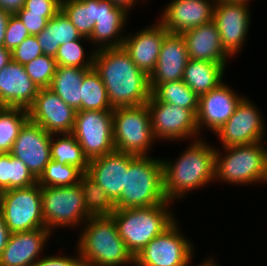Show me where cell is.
<instances>
[{"label":"cell","instance_id":"1","mask_svg":"<svg viewBox=\"0 0 267 266\" xmlns=\"http://www.w3.org/2000/svg\"><path fill=\"white\" fill-rule=\"evenodd\" d=\"M93 68L113 109L147 104L151 96L149 76L138 69L123 47L96 50Z\"/></svg>","mask_w":267,"mask_h":266},{"label":"cell","instance_id":"2","mask_svg":"<svg viewBox=\"0 0 267 266\" xmlns=\"http://www.w3.org/2000/svg\"><path fill=\"white\" fill-rule=\"evenodd\" d=\"M201 139L199 137L190 143L175 161L161 159L164 193L168 201L182 199L191 190L214 182L216 148Z\"/></svg>","mask_w":267,"mask_h":266},{"label":"cell","instance_id":"3","mask_svg":"<svg viewBox=\"0 0 267 266\" xmlns=\"http://www.w3.org/2000/svg\"><path fill=\"white\" fill-rule=\"evenodd\" d=\"M77 240V250L84 266L134 265L111 215L91 216Z\"/></svg>","mask_w":267,"mask_h":266},{"label":"cell","instance_id":"4","mask_svg":"<svg viewBox=\"0 0 267 266\" xmlns=\"http://www.w3.org/2000/svg\"><path fill=\"white\" fill-rule=\"evenodd\" d=\"M168 202L164 193L163 162L149 155H137L125 172V188L115 202L116 209L140 208Z\"/></svg>","mask_w":267,"mask_h":266},{"label":"cell","instance_id":"5","mask_svg":"<svg viewBox=\"0 0 267 266\" xmlns=\"http://www.w3.org/2000/svg\"><path fill=\"white\" fill-rule=\"evenodd\" d=\"M171 204L168 201L148 207L116 209L111 214L119 236L134 258L176 220L169 209Z\"/></svg>","mask_w":267,"mask_h":266},{"label":"cell","instance_id":"6","mask_svg":"<svg viewBox=\"0 0 267 266\" xmlns=\"http://www.w3.org/2000/svg\"><path fill=\"white\" fill-rule=\"evenodd\" d=\"M266 142L224 147L225 155L216 148L215 179L237 186L267 184Z\"/></svg>","mask_w":267,"mask_h":266},{"label":"cell","instance_id":"7","mask_svg":"<svg viewBox=\"0 0 267 266\" xmlns=\"http://www.w3.org/2000/svg\"><path fill=\"white\" fill-rule=\"evenodd\" d=\"M113 140L117 151L136 156L149 154L156 139L147 104L113 109Z\"/></svg>","mask_w":267,"mask_h":266},{"label":"cell","instance_id":"8","mask_svg":"<svg viewBox=\"0 0 267 266\" xmlns=\"http://www.w3.org/2000/svg\"><path fill=\"white\" fill-rule=\"evenodd\" d=\"M41 203L45 228L51 233L60 226L76 229V226H83L92 216L85 208L79 183L71 186L41 187Z\"/></svg>","mask_w":267,"mask_h":266},{"label":"cell","instance_id":"9","mask_svg":"<svg viewBox=\"0 0 267 266\" xmlns=\"http://www.w3.org/2000/svg\"><path fill=\"white\" fill-rule=\"evenodd\" d=\"M0 211L10 233L46 229L42 215L41 187L37 183L27 188L0 192Z\"/></svg>","mask_w":267,"mask_h":266},{"label":"cell","instance_id":"10","mask_svg":"<svg viewBox=\"0 0 267 266\" xmlns=\"http://www.w3.org/2000/svg\"><path fill=\"white\" fill-rule=\"evenodd\" d=\"M177 219L134 258V266H190L194 248L181 234Z\"/></svg>","mask_w":267,"mask_h":266},{"label":"cell","instance_id":"11","mask_svg":"<svg viewBox=\"0 0 267 266\" xmlns=\"http://www.w3.org/2000/svg\"><path fill=\"white\" fill-rule=\"evenodd\" d=\"M71 134L76 138L89 161L113 152L115 150L113 111H76Z\"/></svg>","mask_w":267,"mask_h":266},{"label":"cell","instance_id":"12","mask_svg":"<svg viewBox=\"0 0 267 266\" xmlns=\"http://www.w3.org/2000/svg\"><path fill=\"white\" fill-rule=\"evenodd\" d=\"M147 106L155 139L194 140L199 136L196 115L191 110L160 102L152 94Z\"/></svg>","mask_w":267,"mask_h":266},{"label":"cell","instance_id":"13","mask_svg":"<svg viewBox=\"0 0 267 266\" xmlns=\"http://www.w3.org/2000/svg\"><path fill=\"white\" fill-rule=\"evenodd\" d=\"M248 2L216 0L213 21L220 33L223 49L232 58L244 45L250 27Z\"/></svg>","mask_w":267,"mask_h":266},{"label":"cell","instance_id":"14","mask_svg":"<svg viewBox=\"0 0 267 266\" xmlns=\"http://www.w3.org/2000/svg\"><path fill=\"white\" fill-rule=\"evenodd\" d=\"M263 118L259 108L248 97H243L233 115L215 134L223 148L264 141L266 131Z\"/></svg>","mask_w":267,"mask_h":266},{"label":"cell","instance_id":"15","mask_svg":"<svg viewBox=\"0 0 267 266\" xmlns=\"http://www.w3.org/2000/svg\"><path fill=\"white\" fill-rule=\"evenodd\" d=\"M27 111L29 120L42 126L49 134H69L73 131L76 110L49 88H40Z\"/></svg>","mask_w":267,"mask_h":266},{"label":"cell","instance_id":"16","mask_svg":"<svg viewBox=\"0 0 267 266\" xmlns=\"http://www.w3.org/2000/svg\"><path fill=\"white\" fill-rule=\"evenodd\" d=\"M51 137L42 126L28 119L13 143L10 154L20 159L36 179L51 160Z\"/></svg>","mask_w":267,"mask_h":266},{"label":"cell","instance_id":"17","mask_svg":"<svg viewBox=\"0 0 267 266\" xmlns=\"http://www.w3.org/2000/svg\"><path fill=\"white\" fill-rule=\"evenodd\" d=\"M228 85L222 82L217 88L199 96L196 114L197 127L200 131L204 126L216 133L233 115L234 110L243 96H238Z\"/></svg>","mask_w":267,"mask_h":266},{"label":"cell","instance_id":"18","mask_svg":"<svg viewBox=\"0 0 267 266\" xmlns=\"http://www.w3.org/2000/svg\"><path fill=\"white\" fill-rule=\"evenodd\" d=\"M216 0H171L160 22L170 33L182 34L213 20Z\"/></svg>","mask_w":267,"mask_h":266},{"label":"cell","instance_id":"19","mask_svg":"<svg viewBox=\"0 0 267 266\" xmlns=\"http://www.w3.org/2000/svg\"><path fill=\"white\" fill-rule=\"evenodd\" d=\"M136 155L114 150L91 159L86 174L95 181L115 203L125 188V172Z\"/></svg>","mask_w":267,"mask_h":266},{"label":"cell","instance_id":"20","mask_svg":"<svg viewBox=\"0 0 267 266\" xmlns=\"http://www.w3.org/2000/svg\"><path fill=\"white\" fill-rule=\"evenodd\" d=\"M188 60V51L182 35L168 32L163 38L157 64L149 75L151 92L159 84L182 80Z\"/></svg>","mask_w":267,"mask_h":266},{"label":"cell","instance_id":"21","mask_svg":"<svg viewBox=\"0 0 267 266\" xmlns=\"http://www.w3.org/2000/svg\"><path fill=\"white\" fill-rule=\"evenodd\" d=\"M167 33L163 24L157 21L133 35H125L122 47L138 69L149 76L157 64L163 38Z\"/></svg>","mask_w":267,"mask_h":266},{"label":"cell","instance_id":"22","mask_svg":"<svg viewBox=\"0 0 267 266\" xmlns=\"http://www.w3.org/2000/svg\"><path fill=\"white\" fill-rule=\"evenodd\" d=\"M39 90L23 65L11 61L0 70V101L5 107L28 109Z\"/></svg>","mask_w":267,"mask_h":266},{"label":"cell","instance_id":"23","mask_svg":"<svg viewBox=\"0 0 267 266\" xmlns=\"http://www.w3.org/2000/svg\"><path fill=\"white\" fill-rule=\"evenodd\" d=\"M51 234L47 229L11 233L0 255V266H33Z\"/></svg>","mask_w":267,"mask_h":266},{"label":"cell","instance_id":"24","mask_svg":"<svg viewBox=\"0 0 267 266\" xmlns=\"http://www.w3.org/2000/svg\"><path fill=\"white\" fill-rule=\"evenodd\" d=\"M124 8L114 5L110 0H99L97 21L89 40L96 44V50L122 47L125 35H122L129 19ZM122 35V36H121Z\"/></svg>","mask_w":267,"mask_h":266},{"label":"cell","instance_id":"25","mask_svg":"<svg viewBox=\"0 0 267 266\" xmlns=\"http://www.w3.org/2000/svg\"><path fill=\"white\" fill-rule=\"evenodd\" d=\"M181 35L185 40L189 59L223 63L226 66L230 56L223 49L220 33L213 20Z\"/></svg>","mask_w":267,"mask_h":266},{"label":"cell","instance_id":"26","mask_svg":"<svg viewBox=\"0 0 267 266\" xmlns=\"http://www.w3.org/2000/svg\"><path fill=\"white\" fill-rule=\"evenodd\" d=\"M225 68L223 63L189 59L182 80L199 97L224 82Z\"/></svg>","mask_w":267,"mask_h":266},{"label":"cell","instance_id":"27","mask_svg":"<svg viewBox=\"0 0 267 266\" xmlns=\"http://www.w3.org/2000/svg\"><path fill=\"white\" fill-rule=\"evenodd\" d=\"M81 37L76 27L61 10L36 35L43 54L54 58L60 45L78 40Z\"/></svg>","mask_w":267,"mask_h":266},{"label":"cell","instance_id":"28","mask_svg":"<svg viewBox=\"0 0 267 266\" xmlns=\"http://www.w3.org/2000/svg\"><path fill=\"white\" fill-rule=\"evenodd\" d=\"M89 69L58 66L49 87L66 104L76 111L81 110V84Z\"/></svg>","mask_w":267,"mask_h":266},{"label":"cell","instance_id":"29","mask_svg":"<svg viewBox=\"0 0 267 266\" xmlns=\"http://www.w3.org/2000/svg\"><path fill=\"white\" fill-rule=\"evenodd\" d=\"M99 8V0H64L61 11L76 27L82 37L90 38Z\"/></svg>","mask_w":267,"mask_h":266},{"label":"cell","instance_id":"30","mask_svg":"<svg viewBox=\"0 0 267 266\" xmlns=\"http://www.w3.org/2000/svg\"><path fill=\"white\" fill-rule=\"evenodd\" d=\"M37 183L27 166L10 153H0V192Z\"/></svg>","mask_w":267,"mask_h":266},{"label":"cell","instance_id":"31","mask_svg":"<svg viewBox=\"0 0 267 266\" xmlns=\"http://www.w3.org/2000/svg\"><path fill=\"white\" fill-rule=\"evenodd\" d=\"M54 136L58 138L54 139ZM50 151L51 160L61 164H70L79 168L83 173L87 172L89 160L71 133L60 134V137L59 134H52Z\"/></svg>","mask_w":267,"mask_h":266},{"label":"cell","instance_id":"32","mask_svg":"<svg viewBox=\"0 0 267 266\" xmlns=\"http://www.w3.org/2000/svg\"><path fill=\"white\" fill-rule=\"evenodd\" d=\"M81 110L113 111L106 87L94 68L84 74L81 84Z\"/></svg>","mask_w":267,"mask_h":266},{"label":"cell","instance_id":"33","mask_svg":"<svg viewBox=\"0 0 267 266\" xmlns=\"http://www.w3.org/2000/svg\"><path fill=\"white\" fill-rule=\"evenodd\" d=\"M151 94L160 102L177 105L197 114L199 97L183 80L159 84Z\"/></svg>","mask_w":267,"mask_h":266},{"label":"cell","instance_id":"34","mask_svg":"<svg viewBox=\"0 0 267 266\" xmlns=\"http://www.w3.org/2000/svg\"><path fill=\"white\" fill-rule=\"evenodd\" d=\"M79 186L85 208L92 216L111 215L116 210L109 195L86 173L81 176Z\"/></svg>","mask_w":267,"mask_h":266},{"label":"cell","instance_id":"35","mask_svg":"<svg viewBox=\"0 0 267 266\" xmlns=\"http://www.w3.org/2000/svg\"><path fill=\"white\" fill-rule=\"evenodd\" d=\"M28 119V111L24 108L5 107L0 110V153L11 152L21 127Z\"/></svg>","mask_w":267,"mask_h":266},{"label":"cell","instance_id":"36","mask_svg":"<svg viewBox=\"0 0 267 266\" xmlns=\"http://www.w3.org/2000/svg\"><path fill=\"white\" fill-rule=\"evenodd\" d=\"M84 173L76 166L50 160L37 179L40 187H61L78 184Z\"/></svg>","mask_w":267,"mask_h":266},{"label":"cell","instance_id":"37","mask_svg":"<svg viewBox=\"0 0 267 266\" xmlns=\"http://www.w3.org/2000/svg\"><path fill=\"white\" fill-rule=\"evenodd\" d=\"M82 39L85 41L89 40L88 38L81 37L78 40L59 46L58 52L55 56L58 66L80 67L85 69L93 68L96 50L93 48L92 53L90 52V54L86 57L85 50L81 42Z\"/></svg>","mask_w":267,"mask_h":266},{"label":"cell","instance_id":"38","mask_svg":"<svg viewBox=\"0 0 267 266\" xmlns=\"http://www.w3.org/2000/svg\"><path fill=\"white\" fill-rule=\"evenodd\" d=\"M23 66L28 76L39 88H49L58 63L54 57L43 54Z\"/></svg>","mask_w":267,"mask_h":266},{"label":"cell","instance_id":"39","mask_svg":"<svg viewBox=\"0 0 267 266\" xmlns=\"http://www.w3.org/2000/svg\"><path fill=\"white\" fill-rule=\"evenodd\" d=\"M28 36L30 34L22 21L16 14H11L6 26L3 47L12 52Z\"/></svg>","mask_w":267,"mask_h":266},{"label":"cell","instance_id":"40","mask_svg":"<svg viewBox=\"0 0 267 266\" xmlns=\"http://www.w3.org/2000/svg\"><path fill=\"white\" fill-rule=\"evenodd\" d=\"M61 10L60 0H25L16 14H42L48 21Z\"/></svg>","mask_w":267,"mask_h":266},{"label":"cell","instance_id":"41","mask_svg":"<svg viewBox=\"0 0 267 266\" xmlns=\"http://www.w3.org/2000/svg\"><path fill=\"white\" fill-rule=\"evenodd\" d=\"M41 55H43V52L36 35L28 36L11 52L12 61L21 65H25Z\"/></svg>","mask_w":267,"mask_h":266},{"label":"cell","instance_id":"42","mask_svg":"<svg viewBox=\"0 0 267 266\" xmlns=\"http://www.w3.org/2000/svg\"><path fill=\"white\" fill-rule=\"evenodd\" d=\"M33 266H84V263L77 250V255L72 257L70 255L42 257Z\"/></svg>","mask_w":267,"mask_h":266},{"label":"cell","instance_id":"43","mask_svg":"<svg viewBox=\"0 0 267 266\" xmlns=\"http://www.w3.org/2000/svg\"><path fill=\"white\" fill-rule=\"evenodd\" d=\"M30 35L39 34L47 25L48 20L42 14H16Z\"/></svg>","mask_w":267,"mask_h":266},{"label":"cell","instance_id":"44","mask_svg":"<svg viewBox=\"0 0 267 266\" xmlns=\"http://www.w3.org/2000/svg\"><path fill=\"white\" fill-rule=\"evenodd\" d=\"M24 3L25 0H0V8L10 14H16L23 8Z\"/></svg>","mask_w":267,"mask_h":266},{"label":"cell","instance_id":"45","mask_svg":"<svg viewBox=\"0 0 267 266\" xmlns=\"http://www.w3.org/2000/svg\"><path fill=\"white\" fill-rule=\"evenodd\" d=\"M9 228L7 227L6 223L4 222L3 215L0 211V255L3 249L6 247L9 236H10Z\"/></svg>","mask_w":267,"mask_h":266},{"label":"cell","instance_id":"46","mask_svg":"<svg viewBox=\"0 0 267 266\" xmlns=\"http://www.w3.org/2000/svg\"><path fill=\"white\" fill-rule=\"evenodd\" d=\"M11 14L0 8V46H3L6 26Z\"/></svg>","mask_w":267,"mask_h":266},{"label":"cell","instance_id":"47","mask_svg":"<svg viewBox=\"0 0 267 266\" xmlns=\"http://www.w3.org/2000/svg\"><path fill=\"white\" fill-rule=\"evenodd\" d=\"M12 61L11 51L0 46V70Z\"/></svg>","mask_w":267,"mask_h":266},{"label":"cell","instance_id":"48","mask_svg":"<svg viewBox=\"0 0 267 266\" xmlns=\"http://www.w3.org/2000/svg\"><path fill=\"white\" fill-rule=\"evenodd\" d=\"M114 5L124 8L127 12L132 9L138 0H110Z\"/></svg>","mask_w":267,"mask_h":266},{"label":"cell","instance_id":"49","mask_svg":"<svg viewBox=\"0 0 267 266\" xmlns=\"http://www.w3.org/2000/svg\"><path fill=\"white\" fill-rule=\"evenodd\" d=\"M213 260L214 259L209 257V259L207 258L205 261H203L201 264H198L197 266H217L218 264Z\"/></svg>","mask_w":267,"mask_h":266},{"label":"cell","instance_id":"50","mask_svg":"<svg viewBox=\"0 0 267 266\" xmlns=\"http://www.w3.org/2000/svg\"><path fill=\"white\" fill-rule=\"evenodd\" d=\"M227 1H243V2H248L251 1V0H227Z\"/></svg>","mask_w":267,"mask_h":266},{"label":"cell","instance_id":"51","mask_svg":"<svg viewBox=\"0 0 267 266\" xmlns=\"http://www.w3.org/2000/svg\"><path fill=\"white\" fill-rule=\"evenodd\" d=\"M5 108V106L3 105V103L0 101V110H3Z\"/></svg>","mask_w":267,"mask_h":266}]
</instances>
